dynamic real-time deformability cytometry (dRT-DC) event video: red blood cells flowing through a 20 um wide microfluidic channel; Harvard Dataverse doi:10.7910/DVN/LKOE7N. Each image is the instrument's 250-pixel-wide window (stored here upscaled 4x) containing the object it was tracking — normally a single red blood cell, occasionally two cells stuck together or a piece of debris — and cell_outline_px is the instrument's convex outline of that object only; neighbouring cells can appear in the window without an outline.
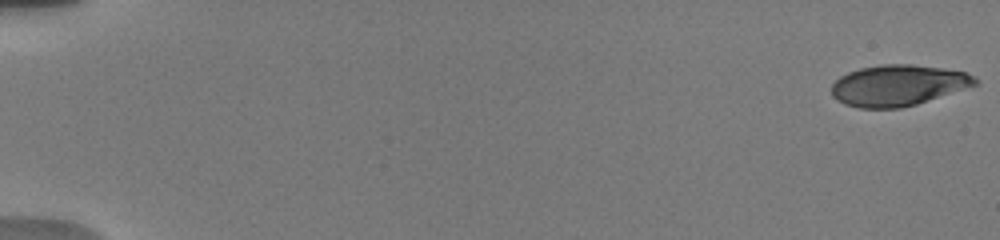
{"species": "human", "species_latin": "Homo sapiens", "temperature_condition": "warm", "stored_images_in_passage": 72, "camera_frame_rate_fps": 3000, "um_per_image_px": 0.085, "donor": {"sex": "male"}, "frame": {"image": 1, "passage_image": 1, "time_ms": 0.0, "image_size_px": [1000, 240], "cell_outline_px": [[980, 84], [916, 104], [900, 108], [860, 108], [844, 104], [836, 100], [832, 96], [832, 84], [840, 76], [848, 72], [860, 68], [880, 64], [912, 64], [944, 68], [964, 72], [976, 76], [980, 80]], "centroid_in_image_um": [76.36, 7.25], "position_along_channel_um": 8.6, "area_um2": 34.56}}
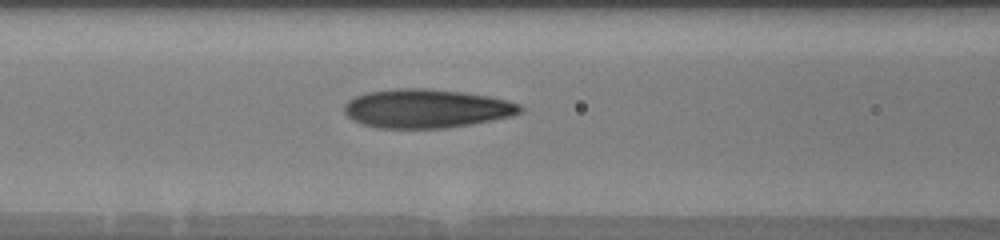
{"frame": {"image": 2, "passage_image": 28, "time_ms": 8.0, "image_size_px": [1000, 240], "cell_outline_px": [[524, 112], [512, 116], [468, 124], [444, 128], [376, 128], [360, 124], [352, 120], [344, 112], [344, 104], [348, 100], [356, 96], [368, 92], [396, 88], [428, 88], [464, 92], [488, 96], [508, 100], [520, 104], [524, 108]], "centroid_in_image_um": [36.24, 9.22], "position_along_channel_um": 130.4, "area_um2": 40.0}}
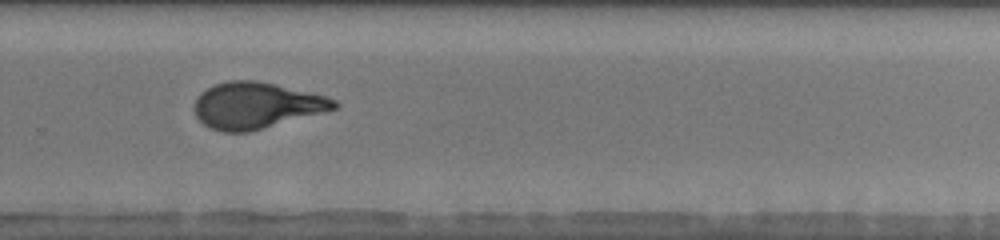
{"frame": {"image": 3, "passage_image": 44, "time_ms": 12.667, "image_size_px": [1000, 240], "cell_outline_px": [[340, 104], [336, 108], [324, 112], [248, 132], [220, 132], [208, 128], [196, 116], [196, 100], [200, 92], [216, 84], [228, 80], [256, 80], [276, 84], [324, 96], [336, 100]], "centroid_in_image_um": [21.77, 8.96], "position_along_channel_um": 308.0, "area_um2": 37.4}, "authors_computed_cell_mechanics": {"area_um2": 37.1654, "velocity_mm_per_s": 3.8238, "shape_relaxation_time_tau1_ms": 8.5514, "shape_relaxation_time_tau2_ms": 1.2982, "deformation_change_tau1": 0.3137, "deformation_change_tau2": 0.089}}